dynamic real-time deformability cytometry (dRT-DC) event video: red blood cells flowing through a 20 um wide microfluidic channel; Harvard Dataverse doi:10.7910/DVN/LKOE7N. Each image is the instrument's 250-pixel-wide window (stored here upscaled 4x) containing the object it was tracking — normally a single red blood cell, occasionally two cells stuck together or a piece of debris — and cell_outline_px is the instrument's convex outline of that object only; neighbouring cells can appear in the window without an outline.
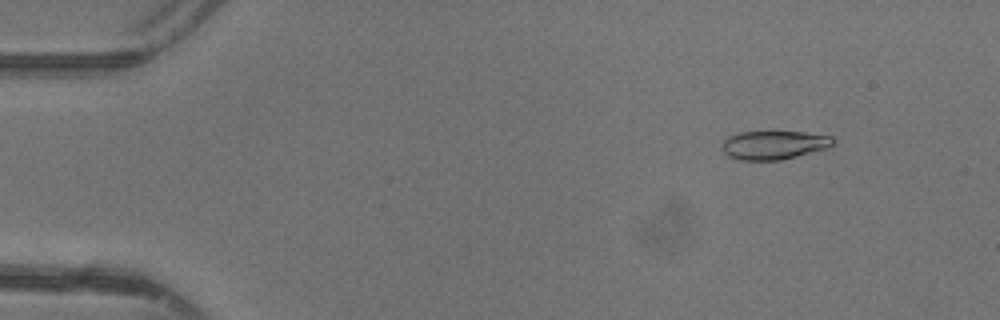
{"species": "common noctule bat (a hibernating species)", "species_latin": "Nyctalus noctula", "temperature_condition": "warm", "stored_images_in_passage": 13, "camera_frame_rate_fps": 3000, "um_per_image_px": 0.085, "animal": {"sex": "female"}, "frame": {"image": 1, "passage_image": 6, "time_ms": 1.667, "image_size_px": [1000, 320], "cell_outline_px": [[836, 140], [828, 148], [780, 160], [740, 160], [728, 156], [720, 148], [720, 144], [728, 136], [740, 132], [804, 132], [832, 136]], "centroid_in_image_um": [65.75, 12.32], "position_along_channel_um": 19.2, "area_um2": 18.61}}